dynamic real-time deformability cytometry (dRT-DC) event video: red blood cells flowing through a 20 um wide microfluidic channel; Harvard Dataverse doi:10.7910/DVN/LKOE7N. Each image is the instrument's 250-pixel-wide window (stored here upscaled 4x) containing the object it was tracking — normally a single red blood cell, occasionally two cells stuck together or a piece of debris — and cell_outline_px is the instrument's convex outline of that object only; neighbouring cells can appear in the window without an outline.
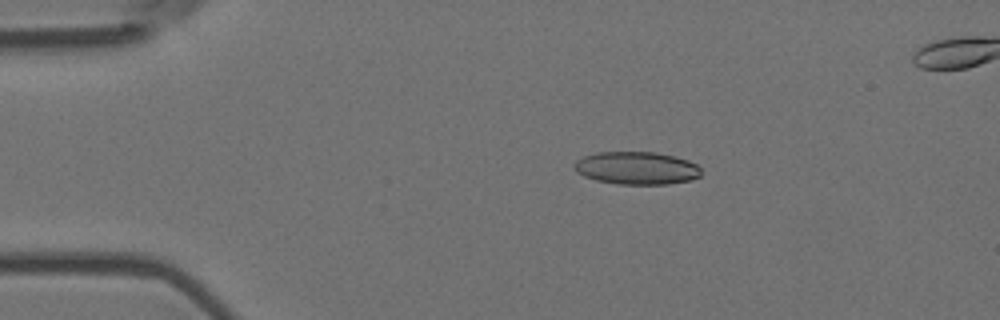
{"species": "Egyptian fruit bat (a non-hibernating species)", "species_latin": "Rousettus aegyptiacus", "temperature_condition": "room temperature", "stored_images_in_passage": 4, "segment_of_instrument_passage": [1, 2], "camera_frame_rate_fps": 3000, "um_per_image_px": 0.085, "animal": {"sex": "female"}, "frame": {"image": 1, "passage_image": 2, "time_ms": 0.333, "image_size_px": [1000, 320], "cell_outline_px": [[700, 176], [692, 180], [668, 184], [616, 184], [596, 180], [584, 176], [576, 172], [572, 164], [576, 160], [584, 156], [596, 152], [656, 152], [676, 156], [688, 160], [696, 164], [700, 168]], "centroid_in_image_um": [54.1, 14.28], "position_along_channel_um": 30.9, "area_um2": 24.45}}